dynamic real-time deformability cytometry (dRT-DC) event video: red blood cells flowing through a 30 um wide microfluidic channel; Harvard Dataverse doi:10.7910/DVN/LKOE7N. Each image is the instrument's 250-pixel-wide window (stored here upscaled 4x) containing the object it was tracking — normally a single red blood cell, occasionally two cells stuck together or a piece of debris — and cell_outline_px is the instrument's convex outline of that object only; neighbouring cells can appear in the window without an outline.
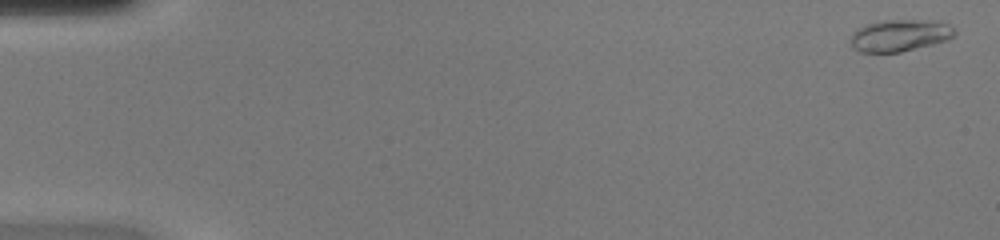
{"species": "common noctule bat (a hibernating species)", "species_latin": "Nyctalus noctula", "temperature_condition": "warm", "stored_images_in_passage": 49, "camera_frame_rate_fps": 3000, "um_per_image_px": 0.085, "animal": {"sex": "female", "body_mass_g": 20.0, "forearm_length_mm": 54.0}, "frame": {"image": 1, "passage_image": 2, "time_ms": 0.333, "image_size_px": [1000, 240], "cell_outline_px": [[956, 32], [948, 40], [900, 52], [860, 52], [852, 48], [848, 40], [852, 32], [856, 28], [880, 20], [924, 20], [948, 24]], "centroid_in_image_um": [76.39, 3.02], "position_along_channel_um": 8.6, "area_um2": 19.36}}
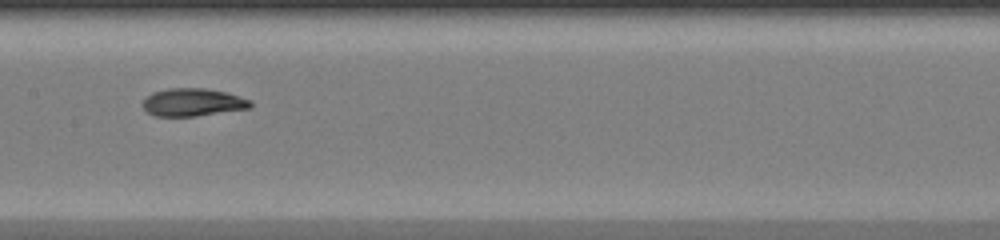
{"frame": {"image": 2, "passage_image": 26, "time_ms": 8.333, "image_size_px": [1000, 240], "cell_outline_px": [[252, 108], [196, 116], [152, 116], [140, 104], [152, 92], [168, 88], [204, 88], [228, 92], [252, 100]], "centroid_in_image_um": [16.41, 8.69], "position_along_channel_um": 191.0, "area_um2": 17.69}}
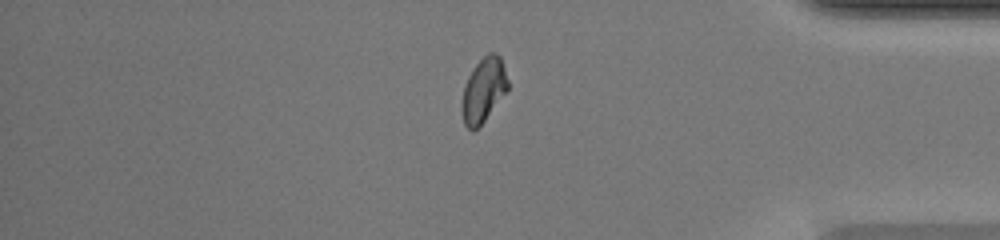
{"frame": {"image": 3, "passage_image": 42, "time_ms": 13.667, "image_size_px": [1000, 240], "cell_outline_px": [[508, 92], [484, 120], [472, 132], [464, 124], [460, 108], [460, 104], [464, 88], [468, 76], [476, 64], [488, 52], [496, 52], [500, 56], [508, 80]], "centroid_in_image_um": [41.1, 7.66], "position_along_channel_um": 394.1, "area_um2": 17.34}, "authors_computed_cell_mechanics": {"area_um2": 17.6868, "velocity_mm_per_s": 4.2608, "shape_relaxation_time_tau1_ms": 3.9695, "shape_relaxation_time_tau2_ms": 1.0771, "deformation_change_tau1": 0.1793, "deformation_change_tau2": 0.0444}}